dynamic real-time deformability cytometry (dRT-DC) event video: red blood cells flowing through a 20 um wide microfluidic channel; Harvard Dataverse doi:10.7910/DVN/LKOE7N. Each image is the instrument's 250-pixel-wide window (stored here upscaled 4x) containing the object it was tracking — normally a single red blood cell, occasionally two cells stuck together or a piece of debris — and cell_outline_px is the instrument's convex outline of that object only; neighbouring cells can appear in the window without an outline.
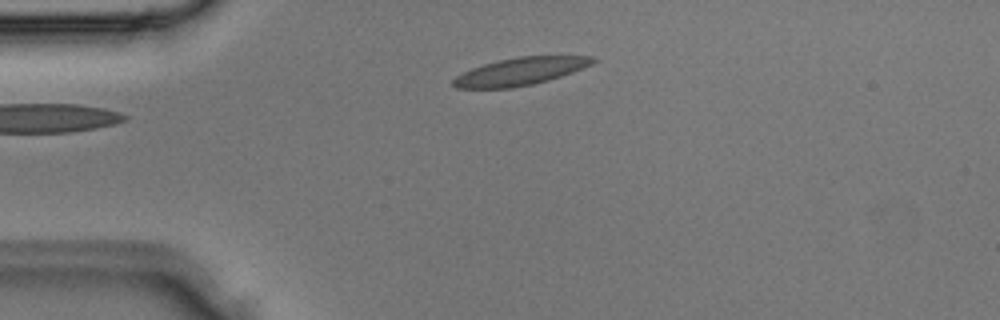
{"species": "Egyptian fruit bat (a non-hibernating species)", "species_latin": "Rousettus aegyptiacus", "temperature_condition": "room temperature", "stored_images_in_passage": 2, "camera_frame_rate_fps": 3000, "um_per_image_px": 0.085, "animal": {"sex": "male"}, "frame": {"image": 1, "passage_image": 2, "time_ms": 0.333, "image_size_px": [1000, 320], "cell_outline_px": [[596, 60], [592, 64], [572, 72], [548, 80], [532, 84], [512, 88], [456, 88], [452, 84], [452, 80], [456, 76], [472, 68], [484, 64], [500, 60], [520, 56], [592, 56]], "centroid_in_image_um": [44.21, 6.07], "position_along_channel_um": 40.8, "area_um2": 22.14}}